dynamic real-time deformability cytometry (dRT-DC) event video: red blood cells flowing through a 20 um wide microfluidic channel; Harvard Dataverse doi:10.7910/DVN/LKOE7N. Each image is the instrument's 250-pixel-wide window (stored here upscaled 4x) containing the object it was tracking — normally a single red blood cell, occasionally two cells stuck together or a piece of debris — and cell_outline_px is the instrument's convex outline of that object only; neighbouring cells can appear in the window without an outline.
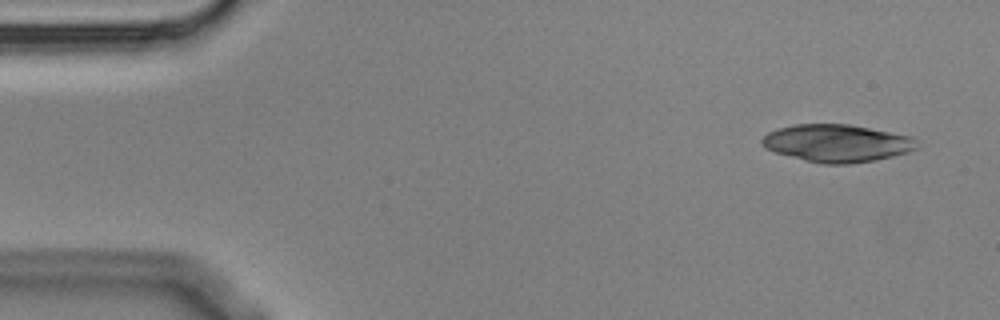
{"species": "Egyptian fruit bat (a non-hibernating species)", "species_latin": "Rousettus aegyptiacus", "temperature_condition": "cold", "stored_images_in_passage": 4, "camera_frame_rate_fps": 3000, "um_per_image_px": 0.085, "animal": {"sex": "male"}, "frame": {"image": 1, "passage_image": 1, "time_ms": 0.0, "image_size_px": [1000, 320], "cell_outline_px": [[916, 148], [908, 152], [876, 160], [848, 164], [824, 164], [776, 152], [764, 148], [760, 144], [760, 140], [768, 132], [776, 128], [796, 124], [848, 124], [912, 136], [916, 140]], "centroid_in_image_um": [71.12, 12.16], "position_along_channel_um": 13.9, "area_um2": 33.7}}